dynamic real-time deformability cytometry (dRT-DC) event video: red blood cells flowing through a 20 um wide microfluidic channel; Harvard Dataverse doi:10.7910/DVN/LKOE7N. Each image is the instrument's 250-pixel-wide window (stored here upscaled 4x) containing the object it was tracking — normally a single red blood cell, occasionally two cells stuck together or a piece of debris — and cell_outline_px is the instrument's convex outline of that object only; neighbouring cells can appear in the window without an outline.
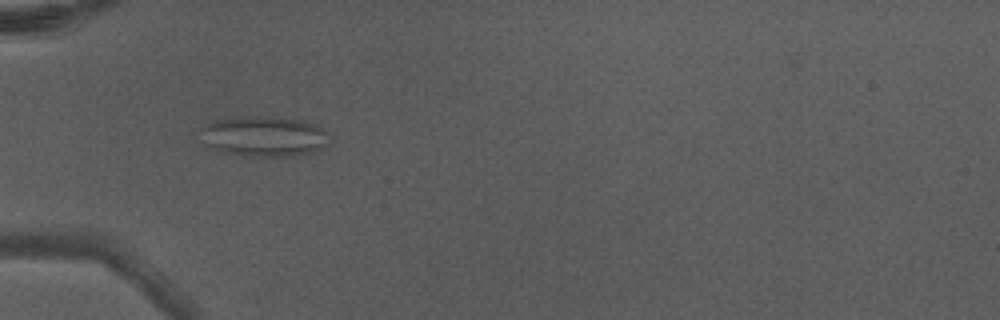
{"species": "Egyptian fruit bat (a non-hibernating species)", "species_latin": "Rousettus aegyptiacus", "temperature_condition": "warm", "stored_images_in_passage": 7, "camera_frame_rate_fps": 3000, "um_per_image_px": 0.085, "animal": {"sex": "male"}, "frame": {"image": 1, "passage_image": 6, "time_ms": 1.667, "image_size_px": [1000, 320], "cell_outline_px": [[332, 132], [328, 144], [312, 152], [300, 156], [240, 156], [224, 152], [212, 148], [204, 144], [200, 128], [212, 120], [264, 116], [272, 116], [312, 120]], "centroid_in_image_um": [22.56, 11.58], "position_along_channel_um": 62.4, "area_um2": 31.15}}
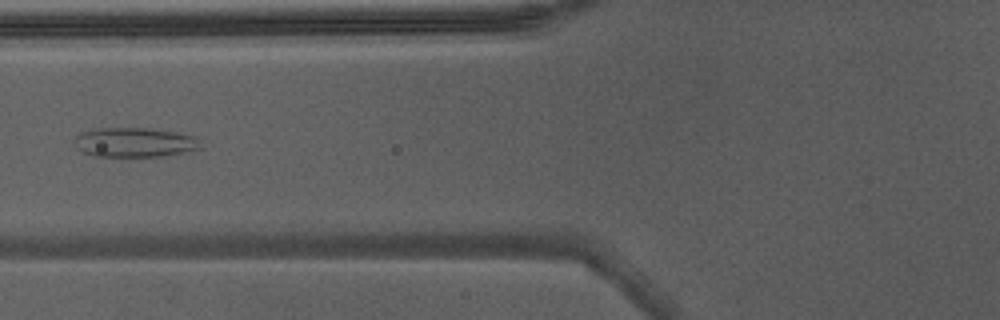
{"frame": {"image": 2, "passage_image": 7, "time_ms": 2.0, "image_size_px": [1000, 320], "cell_outline_px": [[200, 148], [184, 152], [160, 156], [92, 156], [76, 148], [72, 144], [72, 140], [76, 136], [84, 132], [96, 128], [148, 128], [176, 132], [196, 136]], "centroid_in_image_um": [11.38, 12.09], "position_along_channel_um": 114.4, "area_um2": 21.62}}